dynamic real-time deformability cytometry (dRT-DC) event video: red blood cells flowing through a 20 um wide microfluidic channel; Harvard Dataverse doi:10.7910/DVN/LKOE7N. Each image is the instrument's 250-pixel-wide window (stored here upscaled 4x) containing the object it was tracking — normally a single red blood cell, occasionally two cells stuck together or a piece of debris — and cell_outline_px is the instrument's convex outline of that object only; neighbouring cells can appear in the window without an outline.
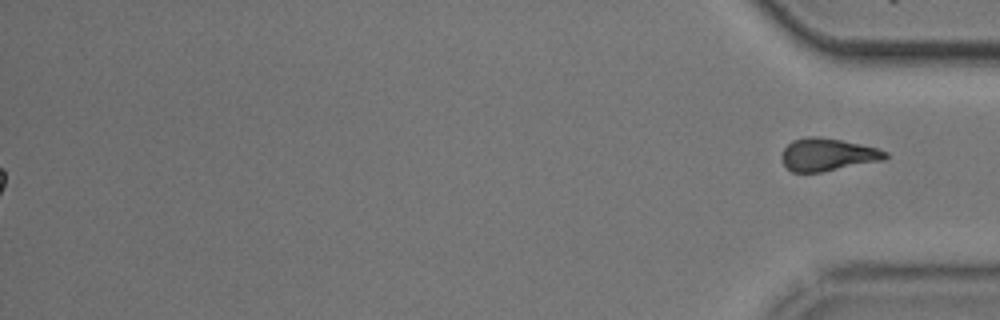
{"species": "common noctule bat (a hibernating species)", "species_latin": "Nyctalus noctula", "temperature_condition": "cold", "stored_images_in_passage": 55, "segment_of_instrument_passage": [2, 2], "camera_frame_rate_fps": 3000, "um_per_image_px": 0.085, "animal": {"sex": "male", "body_mass_g": 20.5, "forearm_length_mm": 52.5}, "frame": {"image": 1, "passage_image": 55, "time_ms": 18.0, "image_size_px": [1000, 320], "cell_outline_px": [[888, 156], [884, 160], [820, 172], [792, 172], [780, 160], [780, 156], [784, 148], [792, 140], [808, 136], [820, 136], [860, 144], [876, 148], [888, 152]], "centroid_in_image_um": [70.31, 13.13], "position_along_channel_um": 364.9, "area_um2": 19.71}}